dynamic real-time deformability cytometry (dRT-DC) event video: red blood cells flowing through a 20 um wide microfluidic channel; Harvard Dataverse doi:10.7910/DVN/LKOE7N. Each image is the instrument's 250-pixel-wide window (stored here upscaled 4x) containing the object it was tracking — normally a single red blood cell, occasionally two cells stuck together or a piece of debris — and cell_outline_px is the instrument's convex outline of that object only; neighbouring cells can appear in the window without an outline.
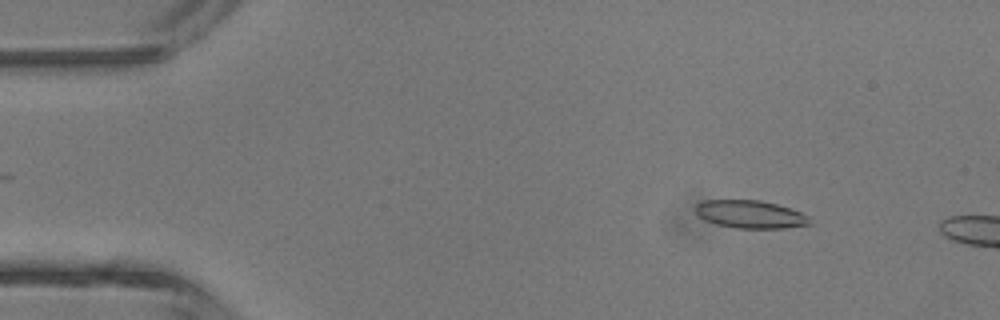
{"species": "common noctule bat (a hibernating species)", "species_latin": "Nyctalus noctula", "temperature_condition": "room temperature", "stored_images_in_passage": 4, "camera_frame_rate_fps": 3000, "um_per_image_px": 0.085, "animal": {"sex": "male", "body_mass_g": 13.3}, "frame": {"image": 1, "passage_image": 2, "time_ms": 1.333, "image_size_px": [1000, 320], "cell_outline_px": [[812, 224], [784, 228], [736, 228], [716, 224], [704, 220], [696, 212], [696, 204], [704, 200], [760, 200], [776, 204], [800, 212], [808, 216]], "centroid_in_image_um": [63.77, 18.22], "position_along_channel_um": 21.2, "area_um2": 18.44}}